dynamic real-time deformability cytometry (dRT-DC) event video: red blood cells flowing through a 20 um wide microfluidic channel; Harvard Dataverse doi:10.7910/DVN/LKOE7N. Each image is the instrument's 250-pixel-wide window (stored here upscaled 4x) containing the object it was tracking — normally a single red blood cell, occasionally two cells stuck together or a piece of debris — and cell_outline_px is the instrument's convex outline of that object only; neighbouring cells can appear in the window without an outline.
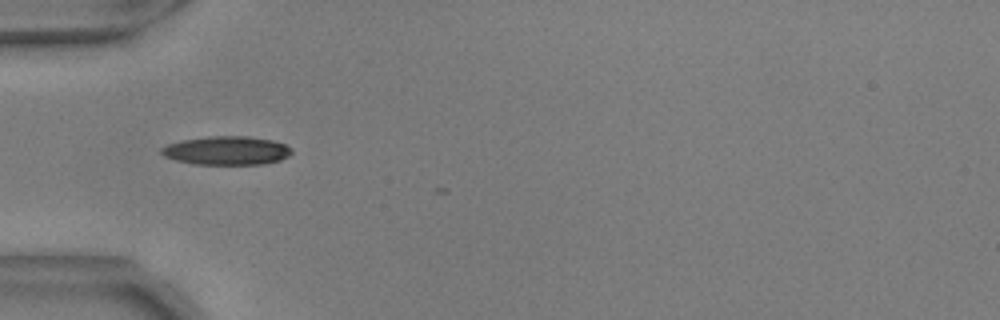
{"species": "common noctule bat (a hibernating species)", "species_latin": "Nyctalus noctula", "temperature_condition": "warm", "stored_images_in_passage": 2, "camera_frame_rate_fps": 3000, "um_per_image_px": 0.085, "animal": {"sex": "male", "body_mass_g": 17.9, "forearm_length_mm": 54.2}, "frame": {"image": 1, "passage_image": 1, "time_ms": 0.0, "image_size_px": [1000, 320], "cell_outline_px": [[292, 152], [288, 156], [280, 160], [264, 164], [196, 164], [176, 160], [164, 156], [160, 152], [160, 148], [168, 144], [184, 140], [208, 136], [248, 136], [272, 140], [284, 144], [292, 148]], "centroid_in_image_um": [19.28, 12.79], "position_along_channel_um": 65.7, "area_um2": 21.68}}